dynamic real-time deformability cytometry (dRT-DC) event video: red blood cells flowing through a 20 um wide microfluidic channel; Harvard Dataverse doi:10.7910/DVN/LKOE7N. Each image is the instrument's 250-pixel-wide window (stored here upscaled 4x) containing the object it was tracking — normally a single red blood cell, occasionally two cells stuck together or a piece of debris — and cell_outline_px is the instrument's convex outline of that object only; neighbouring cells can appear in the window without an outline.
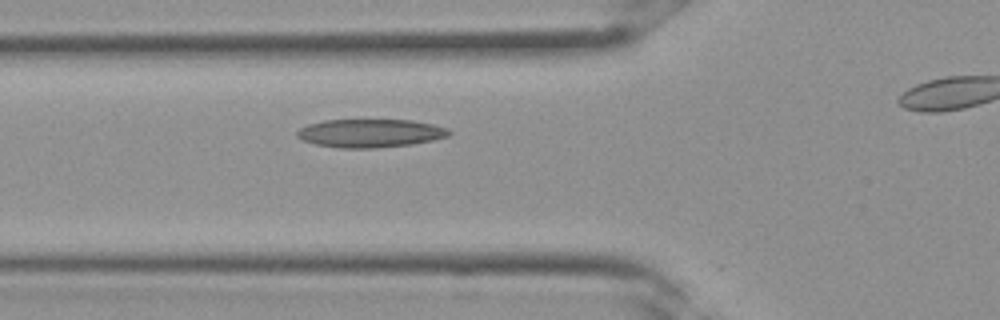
{"species": "Egyptian fruit bat (a non-hibernating species)", "species_latin": "Rousettus aegyptiacus", "temperature_condition": "room temperature", "stored_images_in_passage": 25, "camera_frame_rate_fps": 3000, "um_per_image_px": 0.085, "frame": {"image": 1, "passage_image": 9, "time_ms": 2.667, "image_size_px": [1000, 320], "cell_outline_px": [[452, 132], [448, 136], [432, 140], [412, 144], [376, 148], [340, 148], [316, 144], [304, 140], [296, 136], [296, 132], [300, 128], [308, 124], [324, 120], [412, 120], [432, 124], [448, 128]], "centroid_in_image_um": [31.48, 11.32], "position_along_channel_um": 94.3, "area_um2": 25.03}}
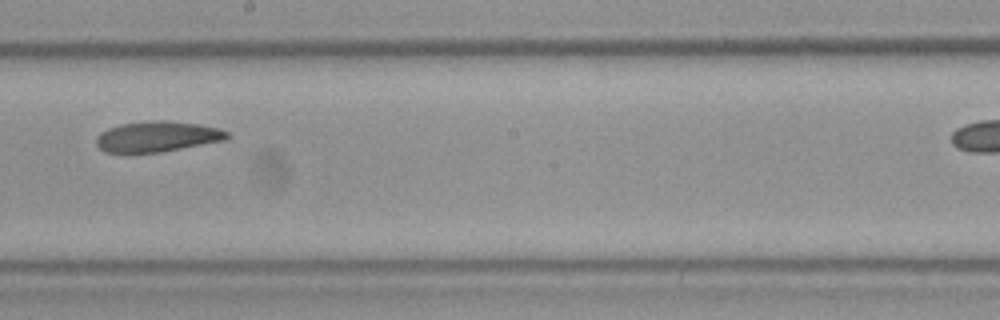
{"frame": {"image": 2, "passage_image": 16, "time_ms": 5.0, "image_size_px": [1000, 320], "cell_outline_px": [[232, 136], [224, 140], [160, 152], [132, 156], [124, 156], [104, 152], [96, 144], [96, 136], [100, 132], [108, 128], [120, 124], [152, 120], [164, 120], [196, 124], [220, 128], [228, 132]], "centroid_in_image_um": [13.27, 11.65], "position_along_channel_um": 234.9, "area_um2": 24.1}}
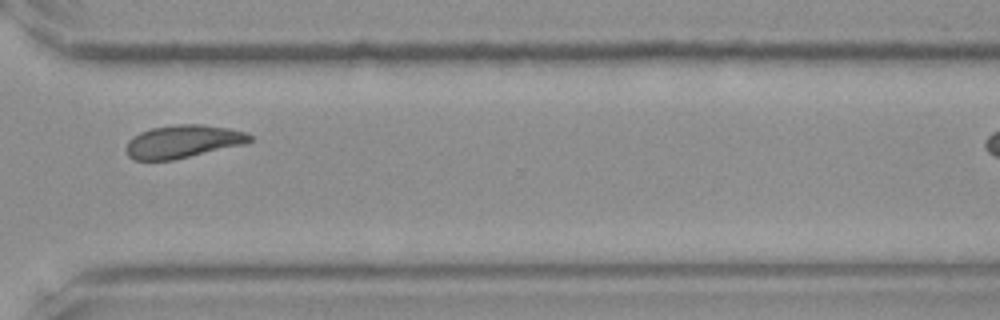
{"frame": {"image": 3, "passage_image": 22, "time_ms": 7.0, "image_size_px": [1000, 320], "cell_outline_px": [[252, 140], [244, 144], [172, 160], [132, 160], [128, 156], [124, 148], [128, 140], [132, 136], [140, 132], [152, 128], [176, 124], [200, 124], [228, 128], [244, 132], [252, 136]], "centroid_in_image_um": [15.49, 12.03], "position_along_channel_um": 355.1, "area_um2": 23.7}}